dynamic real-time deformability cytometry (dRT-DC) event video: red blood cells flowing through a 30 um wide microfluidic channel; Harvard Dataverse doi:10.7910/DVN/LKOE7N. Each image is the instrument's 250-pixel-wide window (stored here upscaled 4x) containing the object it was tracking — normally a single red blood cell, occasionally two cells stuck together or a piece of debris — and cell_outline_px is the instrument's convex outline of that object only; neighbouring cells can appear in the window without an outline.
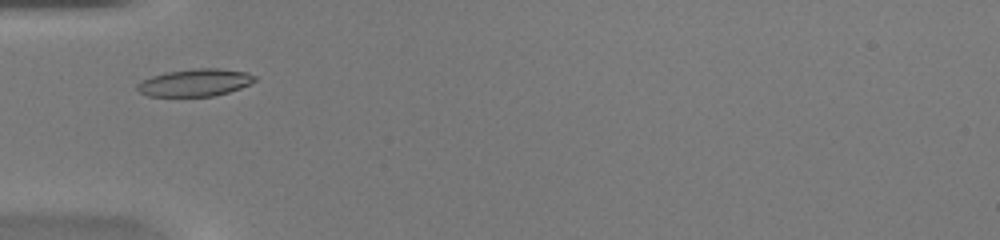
{"species": "common noctule bat (a hibernating species)", "species_latin": "Nyctalus noctula", "temperature_condition": "warm", "stored_images_in_passage": 38, "camera_frame_rate_fps": 3000, "um_per_image_px": 0.085, "animal": {"sex": "female", "body_mass_g": 20.0, "forearm_length_mm": 54.0}, "frame": {"image": 1, "passage_image": 6, "time_ms": 1.667, "image_size_px": [1000, 240], "cell_outline_px": [[256, 80], [240, 88], [228, 92], [212, 96], [148, 96], [140, 92], [136, 88], [136, 84], [152, 76], [168, 72], [196, 68], [220, 68], [248, 72], [256, 76]], "centroid_in_image_um": [16.6, 7.01], "position_along_channel_um": 68.4, "area_um2": 18.61}}
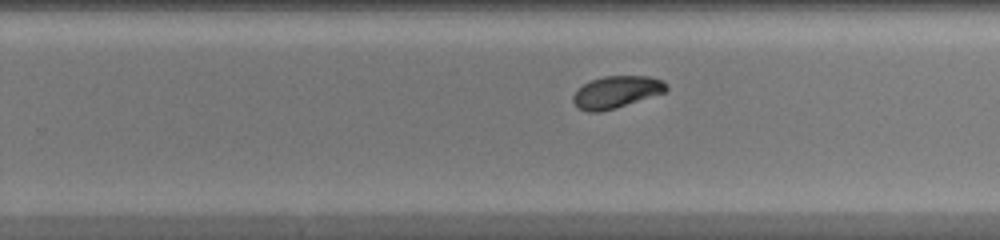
{"frame": {"image": 2, "passage_image": 21, "time_ms": 6.667, "image_size_px": [1000, 240], "cell_outline_px": [[668, 88], [664, 92], [616, 108], [600, 112], [588, 112], [580, 108], [572, 100], [572, 96], [584, 84], [592, 80], [604, 76], [648, 76], [660, 80], [668, 84]], "centroid_in_image_um": [52.39, 7.82], "position_along_channel_um": 277.4, "area_um2": 17.11}}
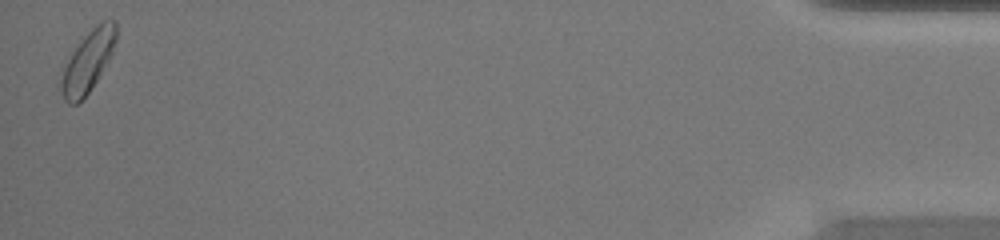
{"frame": {"image": 3, "passage_image": 38, "time_ms": 12.333, "image_size_px": [1000, 240], "cell_outline_px": [[116, 40], [112, 52], [108, 60], [92, 88], [76, 104], [68, 104], [64, 100], [60, 84], [60, 80], [64, 68], [68, 60], [76, 48], [88, 32], [96, 24], [104, 20], [116, 20]], "centroid_in_image_um": [7.49, 5.22], "position_along_channel_um": 427.7, "area_um2": 19.02}, "authors_computed_cell_mechanics": {"area_um2": 17.5712, "velocity_mm_per_s": 4.2047, "shape_relaxation_time_tau1_ms": 3.4076, "shape_relaxation_time_tau2_ms": 3.988, "deformation_change_tau1": 0.1106, "deformation_change_tau2": 0.0563}}